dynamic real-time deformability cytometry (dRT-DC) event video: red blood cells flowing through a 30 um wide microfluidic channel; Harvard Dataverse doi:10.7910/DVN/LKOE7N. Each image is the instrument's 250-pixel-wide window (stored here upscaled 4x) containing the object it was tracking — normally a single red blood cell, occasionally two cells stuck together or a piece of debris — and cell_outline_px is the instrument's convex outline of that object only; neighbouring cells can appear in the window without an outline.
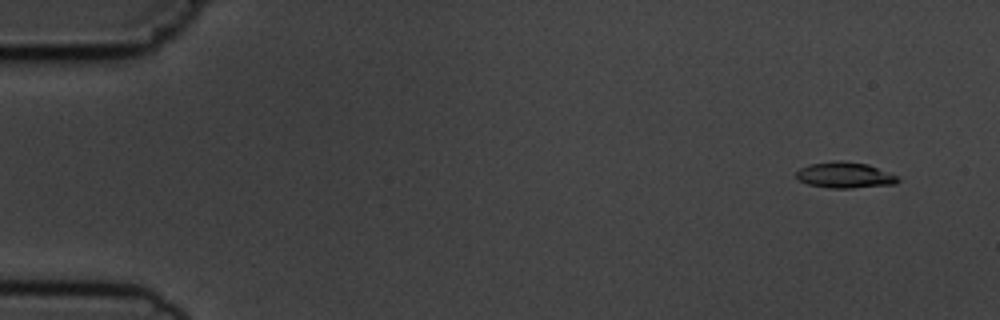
{"species": "common noctule bat (a hibernating species)", "species_latin": "Nyctalus noctula", "temperature_condition": "cold", "stored_images_in_passage": 7, "camera_frame_rate_fps": 3000, "um_per_image_px": 0.085, "animal": {"sex": "male", "body_mass_g": 19.5, "forearm_length_mm": 54.6}, "frame": {"image": 1, "passage_image": 2, "time_ms": 1.0, "image_size_px": [1000, 320], "cell_outline_px": [[900, 180], [896, 184], [852, 188], [828, 188], [808, 184], [800, 180], [796, 176], [796, 172], [800, 168], [808, 164], [832, 160], [840, 160], [868, 164], [896, 176]], "centroid_in_image_um": [71.78, 14.88], "position_along_channel_um": 13.2, "area_um2": 15.37}}
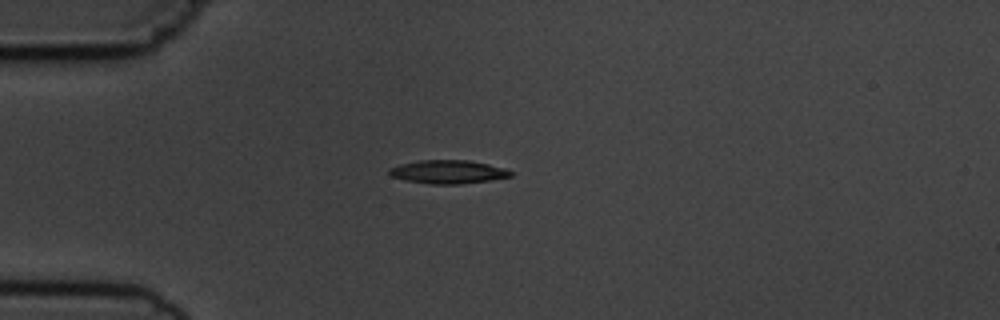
{"frame": {"image": 2, "passage_image": 5, "time_ms": 4.667, "image_size_px": [1000, 320], "cell_outline_px": [[512, 176], [492, 180], [460, 184], [428, 184], [404, 180], [392, 176], [388, 172], [388, 168], [400, 164], [420, 160], [468, 160], [488, 164], [504, 168], [512, 172]], "centroid_in_image_um": [38.07, 14.61], "position_along_channel_um": 46.9, "area_um2": 16.65}}
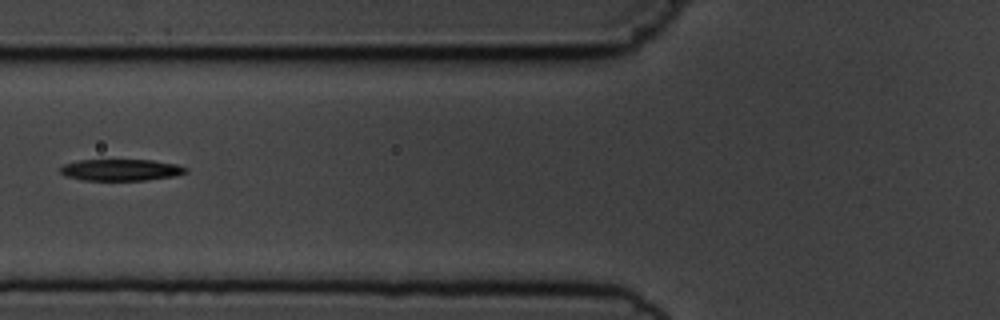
{"frame": {"image": 3, "passage_image": 7, "time_ms": 7.0, "image_size_px": [1000, 320], "cell_outline_px": [[188, 172], [176, 176], [148, 180], [80, 180], [64, 176], [60, 172], [60, 168], [64, 164], [80, 160], [152, 160], [176, 164], [188, 168]], "centroid_in_image_um": [10.29, 14.45], "position_along_channel_um": 115.5, "area_um2": 15.9}}